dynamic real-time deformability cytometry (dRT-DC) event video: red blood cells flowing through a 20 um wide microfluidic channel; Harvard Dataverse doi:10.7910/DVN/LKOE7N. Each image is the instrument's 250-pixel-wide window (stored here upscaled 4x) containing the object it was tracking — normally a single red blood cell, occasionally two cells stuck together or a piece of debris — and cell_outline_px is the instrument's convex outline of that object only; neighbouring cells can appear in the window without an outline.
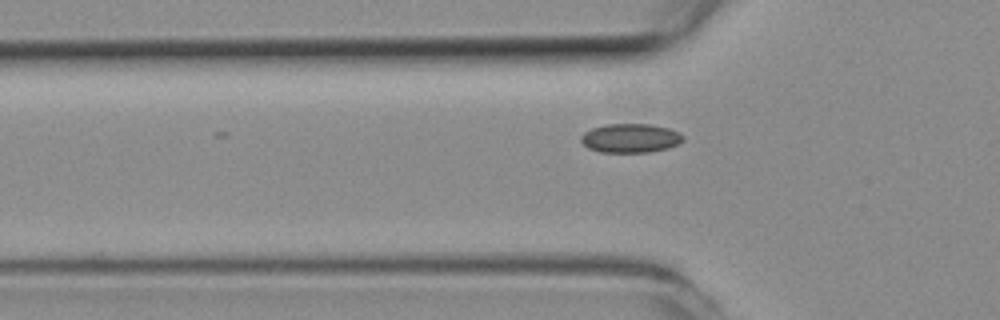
{"species": "common noctule bat (a hibernating species)", "species_latin": "Nyctalus noctula", "temperature_condition": "room temperature", "stored_images_in_passage": 16, "camera_frame_rate_fps": 3000, "um_per_image_px": 0.085, "animal": {"sex": "female", "body_mass_g": 19.3, "forearm_length_mm": 54.1}, "frame": {"image": 1, "passage_image": 5, "time_ms": 1.333, "image_size_px": [1000, 320], "cell_outline_px": [[684, 140], [680, 144], [668, 148], [648, 152], [600, 152], [588, 148], [580, 140], [580, 136], [584, 132], [592, 128], [604, 124], [652, 124], [668, 128], [680, 132], [684, 136]], "centroid_in_image_um": [53.61, 11.74], "position_along_channel_um": 72.2, "area_um2": 17.46}}
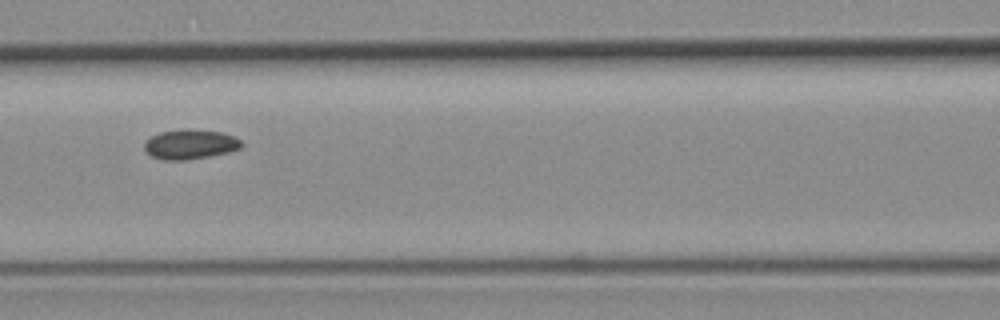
{"frame": {"image": 2, "passage_image": 11, "time_ms": 3.333, "image_size_px": [1000, 320], "cell_outline_px": [[244, 144], [240, 148], [228, 152], [208, 156], [184, 160], [164, 160], [152, 156], [144, 148], [144, 140], [160, 132], [184, 128], [188, 128], [220, 132], [236, 136]], "centroid_in_image_um": [16.16, 12.25], "position_along_channel_um": 150.4, "area_um2": 16.88}}
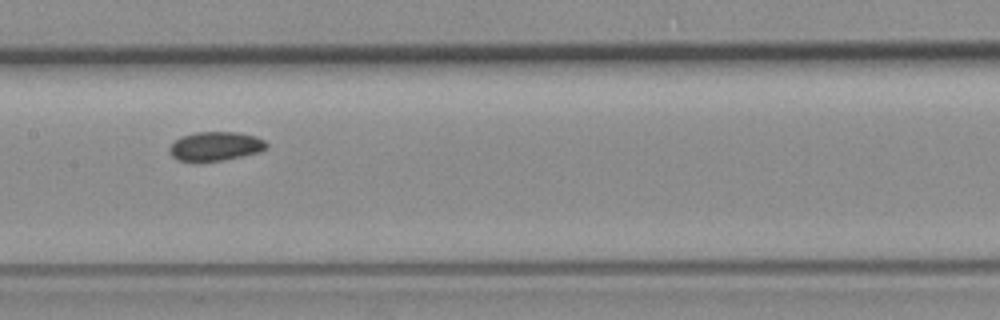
{"frame": {"image": 3, "passage_image": 14, "time_ms": 4.333, "image_size_px": [1000, 320], "cell_outline_px": [[268, 148], [260, 152], [224, 160], [176, 160], [168, 152], [168, 148], [180, 136], [196, 132], [236, 132], [256, 136], [264, 140], [268, 144]], "centroid_in_image_um": [18.33, 12.41], "position_along_channel_um": 189.1, "area_um2": 16.36}}